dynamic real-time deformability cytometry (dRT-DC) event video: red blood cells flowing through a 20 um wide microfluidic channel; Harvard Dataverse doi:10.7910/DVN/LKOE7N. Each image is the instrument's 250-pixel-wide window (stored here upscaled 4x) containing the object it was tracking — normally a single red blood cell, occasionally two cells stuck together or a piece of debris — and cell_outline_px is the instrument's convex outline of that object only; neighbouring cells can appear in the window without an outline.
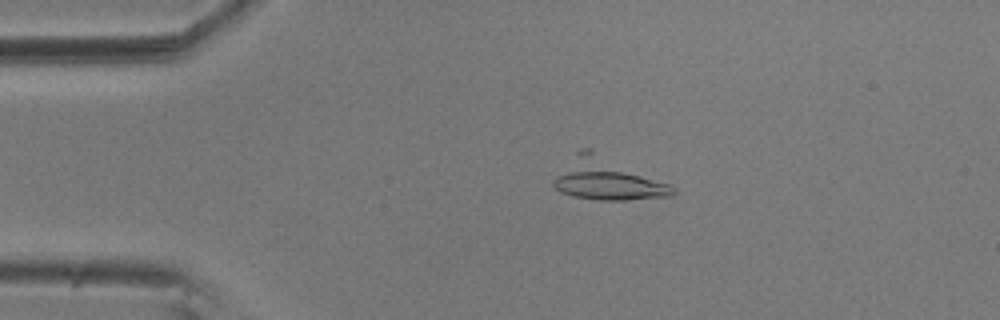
{"species": "common noctule bat (a hibernating species)", "species_latin": "Nyctalus noctula", "temperature_condition": "room temperature", "stored_images_in_passage": 53, "camera_frame_rate_fps": 3000, "um_per_image_px": 0.085, "animal": {"sex": "male", "body_mass_g": 20.5, "forearm_length_mm": 52.5}, "frame": {"image": 1, "passage_image": 8, "time_ms": 2.333, "image_size_px": [1000, 320], "cell_outline_px": [[676, 192], [672, 196], [624, 200], [596, 200], [572, 196], [560, 192], [552, 184], [552, 180], [576, 152], [580, 148], [592, 148], [668, 184], [676, 188]], "centroid_in_image_um": [51.59, 15.22], "position_along_channel_um": 33.4, "area_um2": 28.9}}
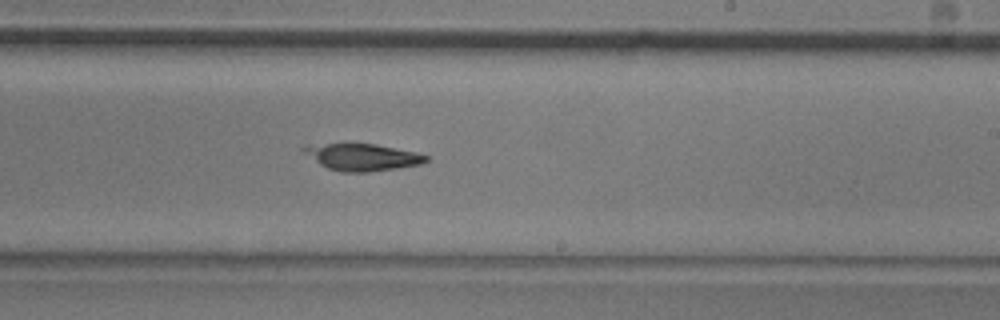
{"frame": {"image": 2, "passage_image": 30, "time_ms": 9.667, "image_size_px": [1000, 320], "cell_outline_px": [[428, 160], [420, 164], [396, 168], [368, 172], [340, 172], [328, 168], [320, 164], [304, 152], [300, 148], [328, 144], [376, 144], [416, 152], [428, 156]], "centroid_in_image_um": [30.85, 13.37], "position_along_channel_um": 258.1, "area_um2": 18.67}}
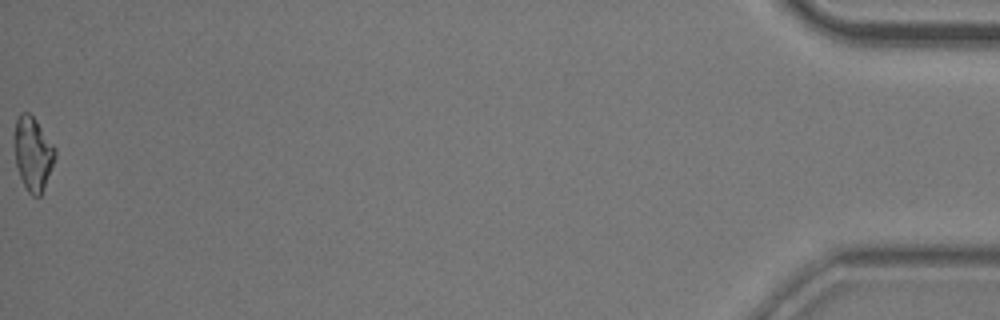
{"frame": {"image": 3, "passage_image": 53, "time_ms": 17.333, "image_size_px": [1000, 320], "cell_outline_px": [[56, 156], [44, 188], [40, 196], [32, 196], [28, 192], [20, 176], [16, 164], [12, 136], [16, 120], [20, 112], [28, 112], [36, 120], [56, 148]], "centroid_in_image_um": [2.78, 13.03], "position_along_channel_um": 432.4, "area_um2": 17.69}}